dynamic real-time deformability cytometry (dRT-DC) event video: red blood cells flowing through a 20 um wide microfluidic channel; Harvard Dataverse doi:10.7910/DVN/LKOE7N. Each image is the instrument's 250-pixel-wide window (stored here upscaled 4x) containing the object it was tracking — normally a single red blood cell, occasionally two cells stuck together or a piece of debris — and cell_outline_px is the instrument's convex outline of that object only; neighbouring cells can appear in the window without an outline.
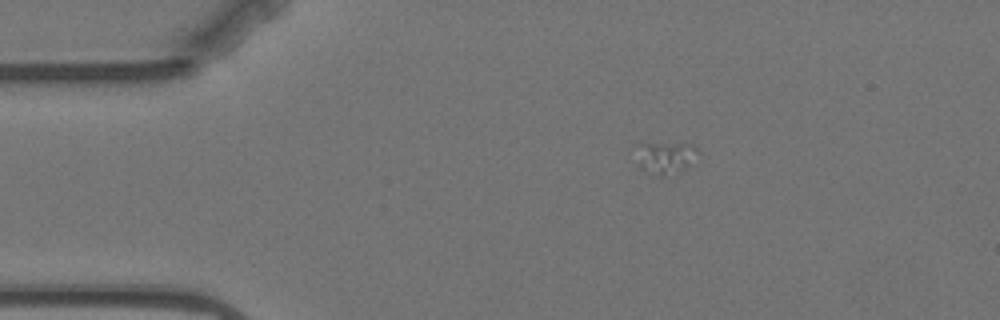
{"species": "Egyptian fruit bat (a non-hibernating species)", "species_latin": "Rousettus aegyptiacus", "temperature_condition": "warm", "stored_images_in_passage": 3, "camera_frame_rate_fps": 3000, "um_per_image_px": 0.085, "animal": {"sex": "female"}, "frame": {"image": 1, "passage_image": 2, "time_ms": 2.0, "image_size_px": [1000, 320], "cell_outline_px": [[696, 148], [688, 164], [676, 176], [660, 176], [640, 168], [640, 144], [692, 144]], "centroid_in_image_um": [56.57, 13.44], "position_along_channel_um": 28.4, "area_um2": 10.64}}